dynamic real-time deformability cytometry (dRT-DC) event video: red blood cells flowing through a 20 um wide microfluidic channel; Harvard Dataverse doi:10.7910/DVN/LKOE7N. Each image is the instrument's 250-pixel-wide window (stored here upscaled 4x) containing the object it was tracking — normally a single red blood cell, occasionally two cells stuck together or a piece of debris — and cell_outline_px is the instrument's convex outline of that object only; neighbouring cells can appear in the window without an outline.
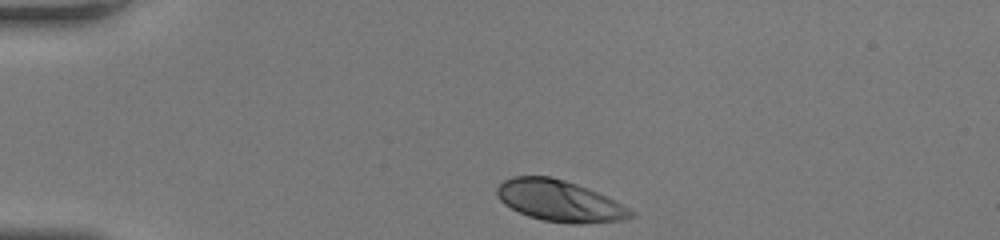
{"species": "human", "species_latin": "Homo sapiens", "temperature_condition": "room temperature", "stored_images_in_passage": 33, "camera_frame_rate_fps": 3000, "um_per_image_px": 0.085, "donor": {"sex": "female"}, "frame": {"image": 1, "passage_image": 1, "time_ms": 0.0, "image_size_px": [1000, 240], "cell_outline_px": [[636, 216], [620, 220], [580, 224], [568, 224], [544, 220], [528, 216], [504, 204], [500, 200], [496, 192], [496, 188], [504, 180], [512, 176], [548, 176], [564, 180], [588, 188], [616, 200], [628, 208]], "centroid_in_image_um": [47.56, 17.07], "position_along_channel_um": 37.4, "area_um2": 32.02}}
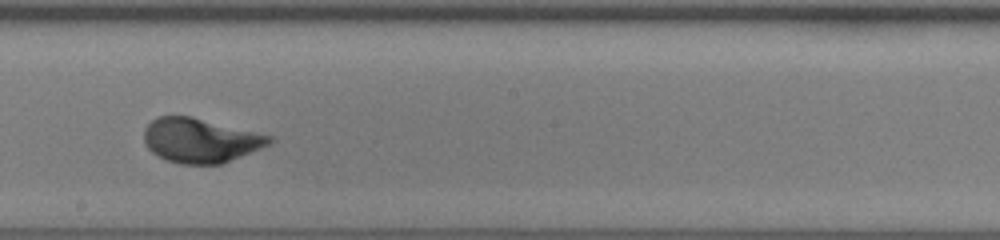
{"frame": {"image": 2, "passage_image": 19, "time_ms": 6.0, "image_size_px": [1000, 240], "cell_outline_px": [[276, 140], [272, 144], [220, 164], [180, 164], [168, 160], [152, 152], [148, 148], [144, 140], [144, 128], [152, 120], [160, 116], [192, 116], [272, 136]], "centroid_in_image_um": [17.05, 11.93], "position_along_channel_um": 231.1, "area_um2": 32.31}}
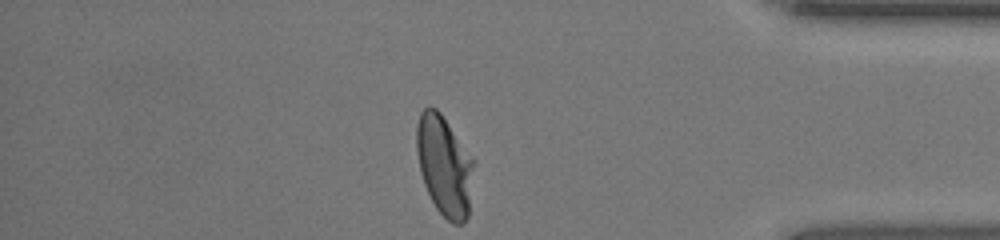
{"frame": {"image": 3, "passage_image": 33, "time_ms": 10.667, "image_size_px": [1000, 240], "cell_outline_px": [[476, 164], [468, 216], [460, 224], [452, 224], [436, 208], [424, 184], [420, 172], [416, 152], [416, 124], [420, 112], [428, 104], [436, 108], [440, 112], [476, 160]], "centroid_in_image_um": [37.79, 14.04], "position_along_channel_um": 397.4, "area_um2": 34.1}, "authors_computed_cell_mechanics": {"area_um2": 32.368, "velocity_mm_per_s": 4.1061, "shape_relaxation_time_tau1_ms": 2.6372, "shape_relaxation_time_tau2_ms": null, "deformation_change_tau1": 0.2003, "deformation_change_tau2": null}}